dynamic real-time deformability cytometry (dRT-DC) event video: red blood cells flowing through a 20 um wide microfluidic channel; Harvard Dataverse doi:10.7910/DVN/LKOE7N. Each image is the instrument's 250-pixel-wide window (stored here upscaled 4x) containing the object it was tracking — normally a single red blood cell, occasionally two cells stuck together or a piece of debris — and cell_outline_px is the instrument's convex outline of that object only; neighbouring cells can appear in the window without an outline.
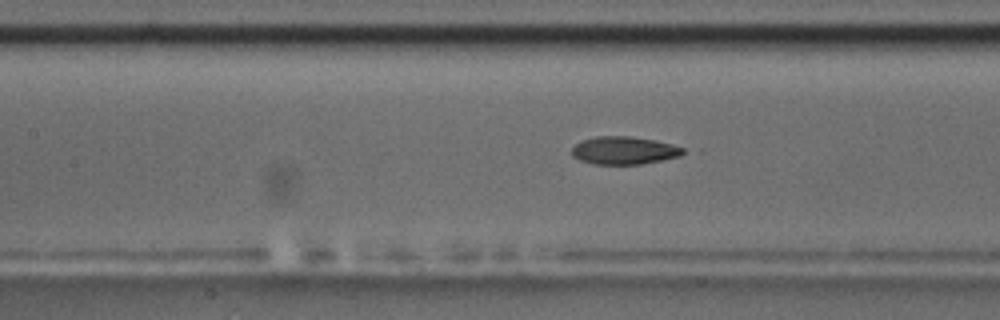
{"species": "common noctule bat (a hibernating species)", "species_latin": "Nyctalus noctula", "temperature_condition": "room temperature", "stored_images_in_passage": 54, "camera_frame_rate_fps": 3000, "um_per_image_px": 0.085, "animal": {"sex": "male", "body_mass_g": 17.5, "forearm_length_mm": 52.3}, "frame": {"image": 1, "passage_image": 24, "time_ms": 7.667, "image_size_px": [1000, 320], "cell_outline_px": [[688, 152], [680, 156], [640, 164], [592, 164], [580, 160], [572, 156], [572, 148], [580, 140], [596, 136], [632, 136], [672, 144], [684, 148]], "centroid_in_image_um": [53.04, 12.78], "position_along_channel_um": 154.4, "area_um2": 18.09}, "authors_computed_cell_mechanics": {"area_um2": 18.1203, "velocity_mm_per_s": 3.7196, "shape_relaxation_time_tau1_ms": null, "shape_relaxation_time_tau2_ms": 2.8066, "deformation_change_tau1": null, "deformation_change_tau2": 0.1054}}